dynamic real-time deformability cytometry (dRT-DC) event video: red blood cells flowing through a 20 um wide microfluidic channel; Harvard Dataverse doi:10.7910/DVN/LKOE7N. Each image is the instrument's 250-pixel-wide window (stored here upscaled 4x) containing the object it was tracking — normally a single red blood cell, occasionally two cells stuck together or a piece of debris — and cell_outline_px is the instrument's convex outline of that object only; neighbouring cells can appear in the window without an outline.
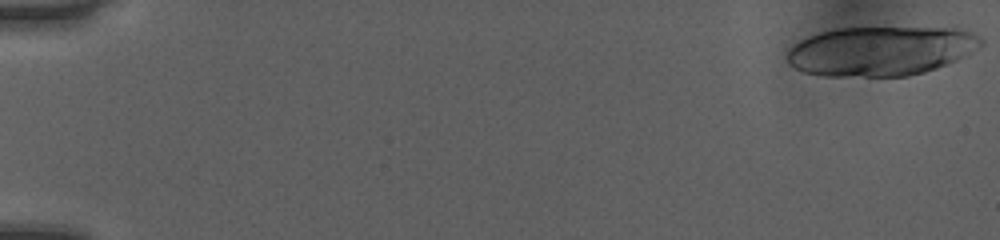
{"species": "human", "species_latin": "Homo sapiens", "temperature_condition": "room temperature", "stored_images_in_passage": 20, "camera_frame_rate_fps": 3000, "um_per_image_px": 0.085, "donor": {"sex": "female"}, "frame": {"image": 1, "passage_image": 1, "time_ms": 0.0, "image_size_px": [1000, 240], "cell_outline_px": [[984, 44], [980, 48], [948, 64], [924, 72], [908, 76], [820, 76], [804, 72], [792, 68], [788, 64], [788, 48], [800, 40], [808, 36], [820, 32], [836, 28], [956, 24], [980, 36], [984, 40]], "centroid_in_image_um": [74.99, 4.26], "position_along_channel_um": 10.0, "area_um2": 58.2}}
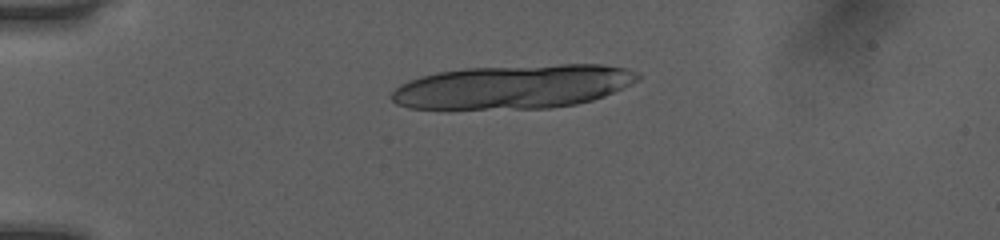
{"frame": {"image": 2, "passage_image": 13, "time_ms": 4.0, "image_size_px": [1000, 240], "cell_outline_px": [[640, 80], [632, 84], [604, 96], [592, 100], [576, 104], [548, 108], [408, 108], [396, 104], [388, 96], [400, 84], [408, 80], [420, 76], [436, 72], [464, 68], [560, 64], [600, 64], [628, 68], [636, 72], [640, 76]], "centroid_in_image_um": [43.63, 7.36], "position_along_channel_um": 41.4, "area_um2": 63.06}}